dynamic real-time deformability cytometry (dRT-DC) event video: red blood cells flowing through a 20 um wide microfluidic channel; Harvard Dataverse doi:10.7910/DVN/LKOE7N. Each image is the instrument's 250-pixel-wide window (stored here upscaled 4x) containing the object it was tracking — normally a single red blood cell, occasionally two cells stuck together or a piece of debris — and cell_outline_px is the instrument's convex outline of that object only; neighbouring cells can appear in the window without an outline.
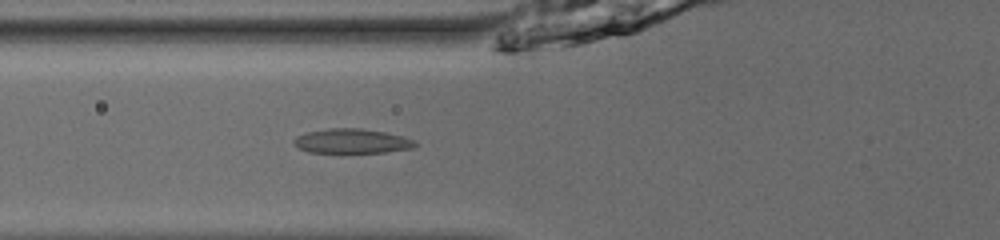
{"species": "common noctule bat (a hibernating species)", "species_latin": "Nyctalus noctula", "temperature_condition": "room temperature", "stored_images_in_passage": 44, "camera_frame_rate_fps": 3000, "um_per_image_px": 0.085, "animal": {"sex": "male", "body_mass_g": 13.0, "forearm_length_mm": 53.1}, "frame": {"image": 1, "passage_image": 13, "time_ms": 4.0, "image_size_px": [1000, 240], "cell_outline_px": [[420, 144], [416, 148], [384, 152], [308, 152], [300, 148], [292, 140], [296, 136], [308, 132], [328, 128], [360, 128], [384, 132], [416, 140]], "centroid_in_image_um": [29.97, 11.99], "position_along_channel_um": 95.8, "area_um2": 17.28}}
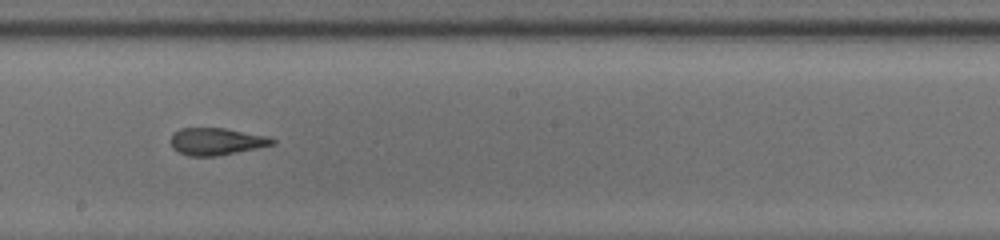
{"frame": {"image": 2, "passage_image": 23, "time_ms": 7.333, "image_size_px": [1000, 240], "cell_outline_px": [[276, 144], [216, 156], [188, 156], [172, 148], [172, 132], [180, 128], [224, 128], [268, 136], [276, 140]], "centroid_in_image_um": [18.4, 12.02], "position_along_channel_um": 229.8, "area_um2": 16.01}}
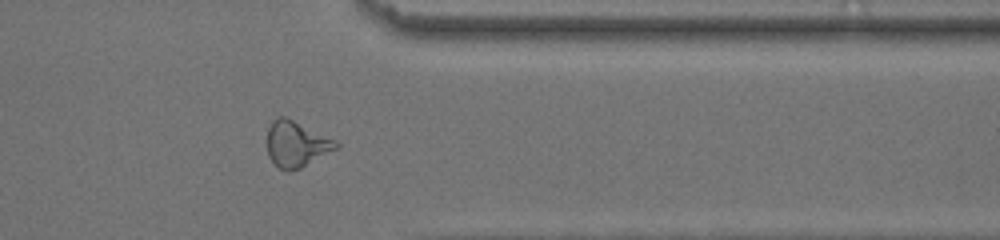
{"frame": {"image": 3, "passage_image": 35, "time_ms": 11.333, "image_size_px": [1000, 240], "cell_outline_px": [[340, 148], [300, 168], [288, 172], [280, 168], [268, 156], [268, 128], [272, 120], [276, 116], [284, 116], [336, 140], [340, 144]], "centroid_in_image_um": [25.22, 12.25], "position_along_channel_um": 386.2, "area_um2": 18.38}, "authors_computed_cell_mechanics": {"area_um2": 17.1377, "velocity_mm_per_s": 3.9874, "shape_relaxation_time_tau1_ms": 10.198, "shape_relaxation_time_tau2_ms": 1.7145, "deformation_change_tau1": 0.2805, "deformation_change_tau2": 0.0649}}